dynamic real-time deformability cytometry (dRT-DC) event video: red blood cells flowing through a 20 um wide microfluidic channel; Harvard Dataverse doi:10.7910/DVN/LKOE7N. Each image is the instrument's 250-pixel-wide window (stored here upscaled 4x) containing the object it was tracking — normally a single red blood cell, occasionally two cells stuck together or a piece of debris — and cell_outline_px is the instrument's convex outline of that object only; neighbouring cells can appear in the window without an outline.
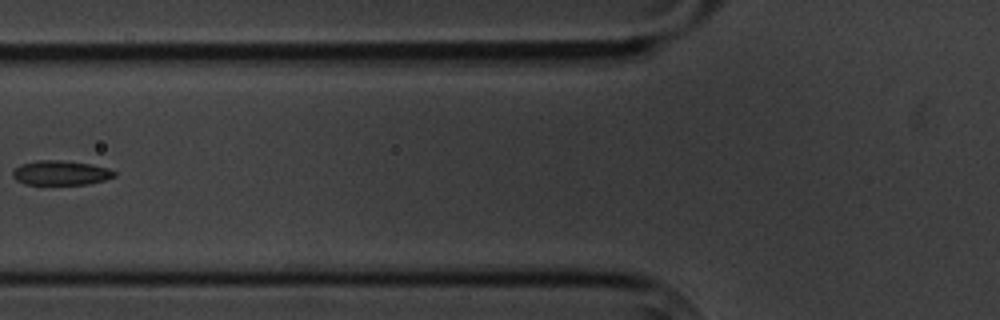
{"species": "common noctule bat (a hibernating species)", "species_latin": "Nyctalus noctula", "temperature_condition": "cold", "stored_images_in_passage": 8, "camera_frame_rate_fps": 3000, "um_per_image_px": 0.085, "animal": {"sex": "male", "body_mass_g": 20.1, "forearm_length_mm": 53.5}, "frame": {"image": 1, "passage_image": 6, "time_ms": 5.667, "image_size_px": [1000, 320], "cell_outline_px": [[116, 176], [104, 180], [88, 184], [24, 184], [16, 180], [12, 176], [12, 172], [20, 164], [36, 160], [60, 160], [88, 164], [108, 168], [116, 172]], "centroid_in_image_um": [5.14, 14.69], "position_along_channel_um": 120.7, "area_um2": 14.45}}
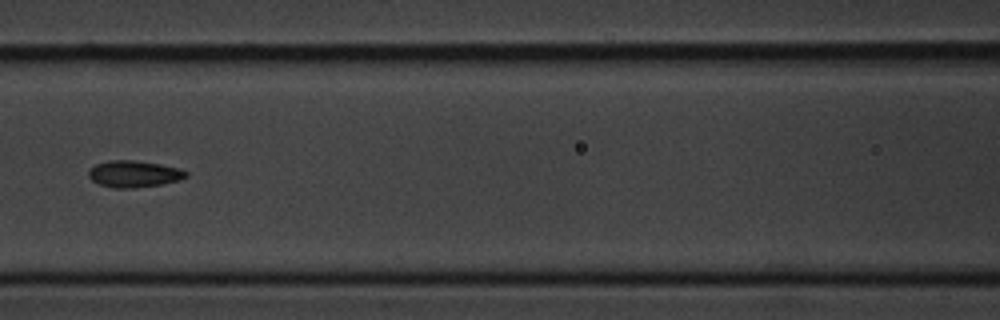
{"frame": {"image": 2, "passage_image": 7, "time_ms": 6.667, "image_size_px": [1000, 320], "cell_outline_px": [[188, 176], [180, 180], [160, 184], [132, 188], [112, 188], [100, 184], [92, 180], [88, 176], [88, 168], [96, 164], [108, 160], [132, 160], [160, 164], [180, 168], [188, 172]], "centroid_in_image_um": [11.37, 14.78], "position_along_channel_um": 155.2, "area_um2": 15.2}}
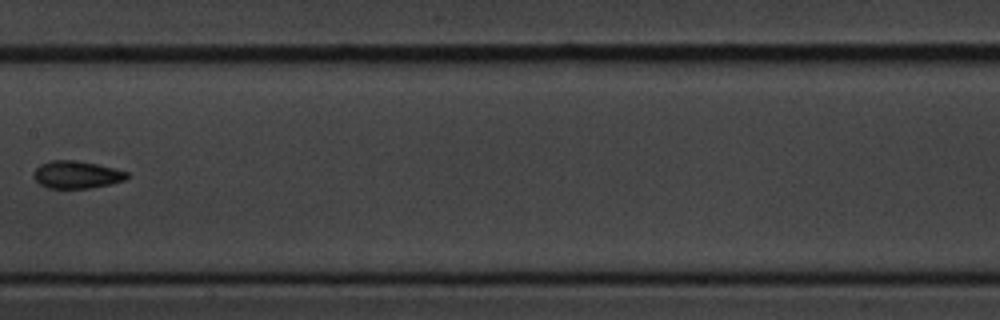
{"frame": {"image": 3, "passage_image": 8, "time_ms": 8.0, "image_size_px": [1000, 320], "cell_outline_px": [[128, 176], [124, 180], [108, 184], [88, 188], [48, 188], [40, 184], [32, 176], [36, 168], [40, 164], [52, 160], [72, 160], [96, 164], [128, 172]], "centroid_in_image_um": [6.47, 14.84], "position_along_channel_um": 200.9, "area_um2": 14.68}}